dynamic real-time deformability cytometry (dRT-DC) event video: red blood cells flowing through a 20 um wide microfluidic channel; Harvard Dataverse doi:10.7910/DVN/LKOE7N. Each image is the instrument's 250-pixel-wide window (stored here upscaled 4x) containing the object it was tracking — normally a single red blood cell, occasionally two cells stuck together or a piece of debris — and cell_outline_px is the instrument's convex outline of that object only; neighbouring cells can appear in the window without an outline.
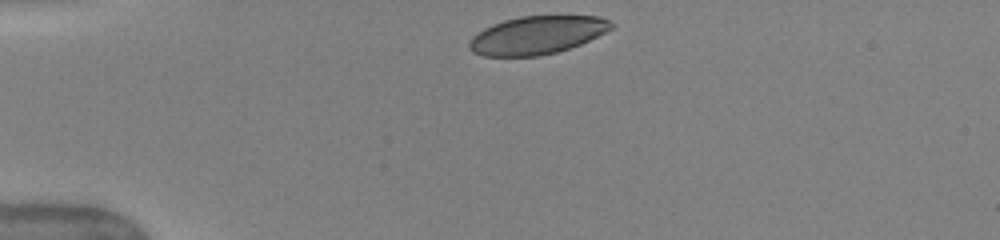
{"species": "human", "species_latin": "Homo sapiens", "temperature_condition": "warm", "stored_images_in_passage": 34, "camera_frame_rate_fps": 3000, "um_per_image_px": 0.085, "donor": {"sex": "female"}, "frame": {"image": 1, "passage_image": 1, "time_ms": 0.0, "image_size_px": [1000, 240], "cell_outline_px": [[612, 28], [580, 44], [556, 52], [540, 56], [484, 56], [472, 52], [468, 48], [468, 44], [472, 36], [484, 28], [492, 24], [504, 20], [520, 16], [600, 16], [608, 20], [612, 24]], "centroid_in_image_um": [45.59, 2.99], "position_along_channel_um": 39.4, "area_um2": 31.33}}
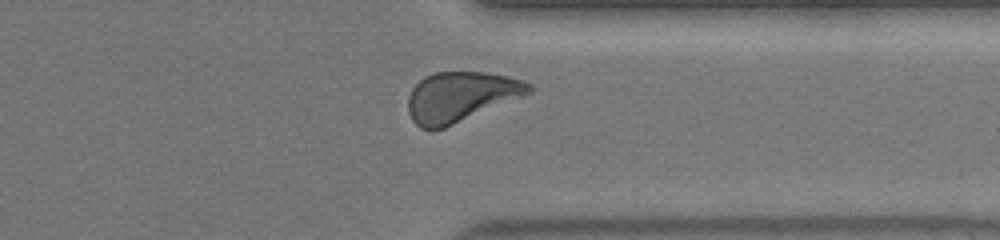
{"frame": {"image": 2, "passage_image": 29, "time_ms": 9.333, "image_size_px": [1000, 240], "cell_outline_px": [[536, 88], [532, 92], [524, 96], [444, 128], [420, 128], [412, 120], [408, 112], [408, 96], [412, 88], [424, 76], [432, 72], [488, 72], [508, 76], [524, 80], [532, 84]], "centroid_in_image_um": [39.19, 8.2], "position_along_channel_um": 372.2, "area_um2": 35.37}, "authors_computed_cell_mechanics": {"area_um2": 34.3621, "velocity_mm_per_s": 4.027, "shape_relaxation_time_tau1_ms": 2.7559, "shape_relaxation_time_tau2_ms": 0.8105, "deformation_change_tau1": 0.1226, "deformation_change_tau2": 0.0521}}